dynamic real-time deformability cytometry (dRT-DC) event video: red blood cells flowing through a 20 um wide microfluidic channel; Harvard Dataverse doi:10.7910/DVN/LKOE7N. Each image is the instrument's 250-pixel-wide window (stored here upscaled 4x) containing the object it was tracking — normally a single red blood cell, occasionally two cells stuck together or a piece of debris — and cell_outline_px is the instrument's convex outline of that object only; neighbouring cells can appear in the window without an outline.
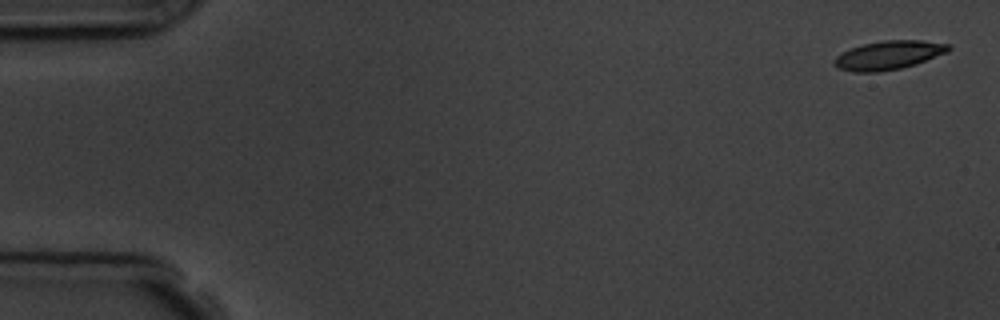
{"species": "common noctule bat (a hibernating species)", "species_latin": "Nyctalus noctula", "temperature_condition": "room temperature", "stored_images_in_passage": 8, "camera_frame_rate_fps": 3000, "um_per_image_px": 0.085, "animal": {"sex": "male", "body_mass_g": 19.5, "forearm_length_mm": 54.6}, "frame": {"image": 1, "passage_image": 1, "time_ms": 0.0, "image_size_px": [1000, 320], "cell_outline_px": [[952, 48], [948, 52], [916, 64], [900, 68], [880, 72], [852, 72], [836, 68], [836, 56], [840, 52], [864, 44], [884, 40], [920, 40], [952, 44]], "centroid_in_image_um": [75.57, 4.69], "position_along_channel_um": 9.4, "area_um2": 19.19}}
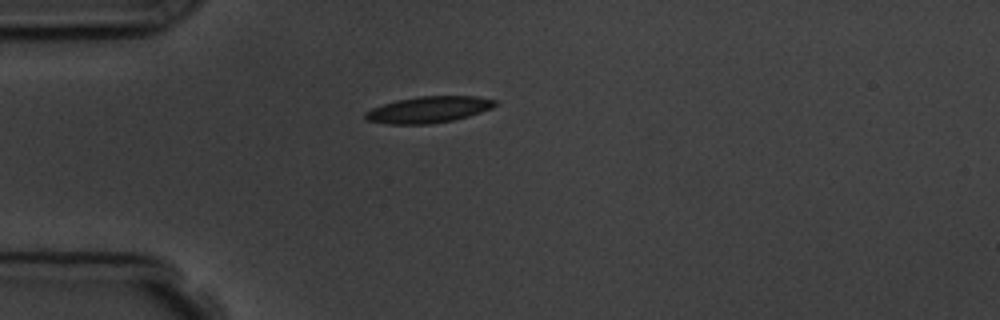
{"frame": {"image": 2, "passage_image": 4, "time_ms": 4.333, "image_size_px": [1000, 320], "cell_outline_px": [[496, 104], [492, 108], [468, 116], [452, 120], [432, 124], [388, 124], [364, 120], [364, 112], [372, 108], [396, 100], [420, 96], [476, 96], [496, 100]], "centroid_in_image_um": [36.39, 9.32], "position_along_channel_um": 48.6, "area_um2": 19.94}}